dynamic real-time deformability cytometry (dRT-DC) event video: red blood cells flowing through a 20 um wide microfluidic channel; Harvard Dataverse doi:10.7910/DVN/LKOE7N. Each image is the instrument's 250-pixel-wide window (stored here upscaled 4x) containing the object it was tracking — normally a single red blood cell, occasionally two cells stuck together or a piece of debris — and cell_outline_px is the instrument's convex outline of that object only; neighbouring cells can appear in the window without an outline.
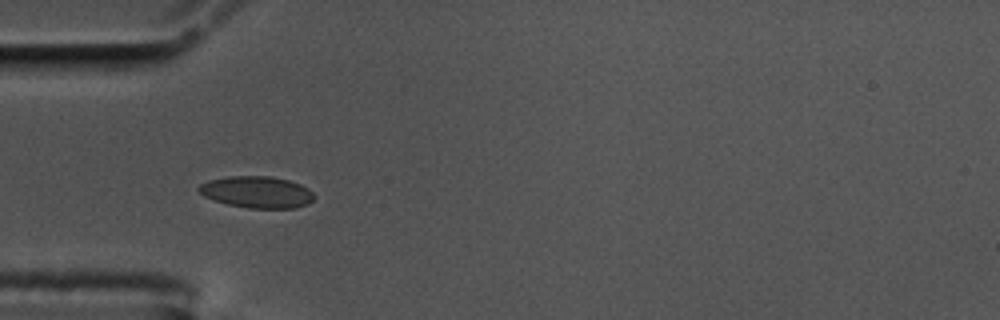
{"species": "common noctule bat (a hibernating species)", "species_latin": "Nyctalus noctula", "temperature_condition": "cold", "stored_images_in_passage": 14, "camera_frame_rate_fps": 3000, "um_per_image_px": 0.085, "animal": {"sex": "male", "body_mass_g": 17.5, "forearm_length_mm": 52.3}, "frame": {"image": 1, "passage_image": 7, "time_ms": 2.0, "image_size_px": [1000, 320], "cell_outline_px": [[316, 196], [308, 204], [296, 208], [248, 208], [228, 204], [212, 200], [204, 196], [196, 188], [200, 184], [208, 180], [228, 176], [272, 176], [288, 180], [300, 184], [308, 188]], "centroid_in_image_um": [21.83, 16.32], "position_along_channel_um": 63.2, "area_um2": 21.44}}